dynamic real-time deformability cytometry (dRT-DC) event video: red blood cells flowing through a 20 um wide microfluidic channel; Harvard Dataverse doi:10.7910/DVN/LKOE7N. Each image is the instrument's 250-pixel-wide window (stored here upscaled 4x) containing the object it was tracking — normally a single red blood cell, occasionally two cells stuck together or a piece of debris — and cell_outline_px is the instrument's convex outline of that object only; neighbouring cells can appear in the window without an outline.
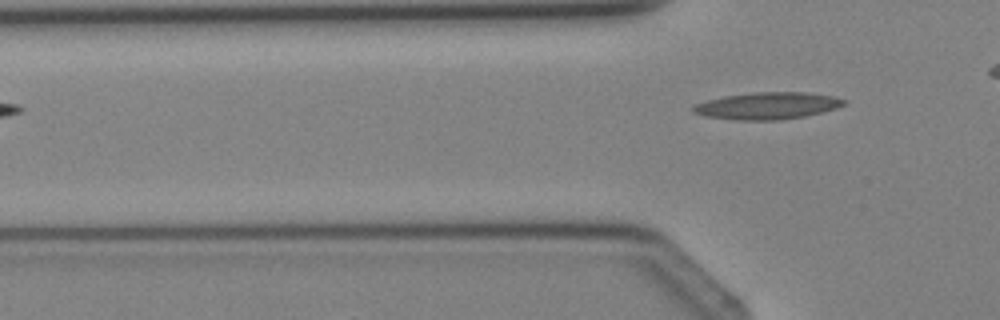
{"species": "Egyptian fruit bat (a non-hibernating species)", "species_latin": "Rousettus aegyptiacus", "temperature_condition": "cold", "stored_images_in_passage": 4, "camera_frame_rate_fps": 3000, "um_per_image_px": 0.085, "animal": {"sex": "female"}, "frame": {"image": 1, "passage_image": 4, "time_ms": 3.667, "image_size_px": [1000, 320], "cell_outline_px": [[844, 104], [836, 108], [804, 116], [780, 120], [732, 120], [704, 116], [692, 112], [692, 108], [696, 104], [708, 100], [724, 96], [752, 92], [808, 92], [832, 96], [844, 100]], "centroid_in_image_um": [65.18, 8.99], "position_along_channel_um": 60.6, "area_um2": 23.58}}